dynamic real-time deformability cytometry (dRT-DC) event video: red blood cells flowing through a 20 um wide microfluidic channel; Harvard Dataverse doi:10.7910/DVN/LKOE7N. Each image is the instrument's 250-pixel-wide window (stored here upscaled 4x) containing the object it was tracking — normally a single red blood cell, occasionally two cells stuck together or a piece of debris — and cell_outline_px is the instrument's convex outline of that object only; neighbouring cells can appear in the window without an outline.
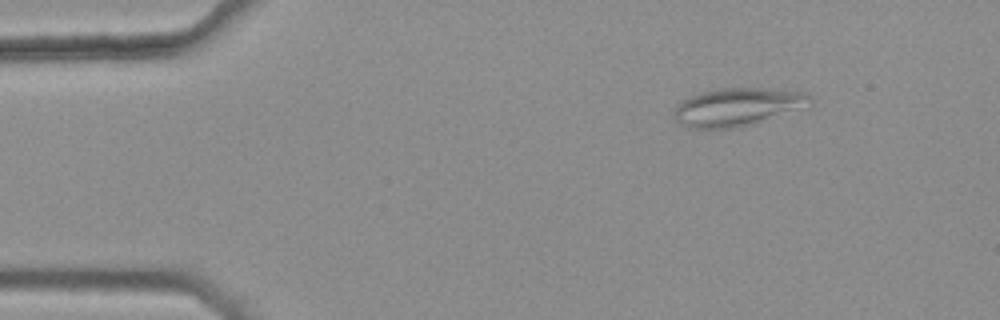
{"species": "common noctule bat (a hibernating species)", "species_latin": "Nyctalus noctula", "temperature_condition": "warm", "stored_images_in_passage": 41, "camera_frame_rate_fps": 3000, "um_per_image_px": 0.085, "animal": {"sex": "female", "body_mass_g": 25.1}, "frame": {"image": 1, "passage_image": 1, "time_ms": 0.0, "image_size_px": [1000, 320], "cell_outline_px": [[812, 96], [792, 108], [756, 124], [740, 128], [688, 128], [680, 124], [676, 120], [672, 112], [676, 104], [688, 96], [700, 92], [716, 88], [764, 88], [808, 92]], "centroid_in_image_um": [62.47, 9.09], "position_along_channel_um": 22.5, "area_um2": 29.54}}
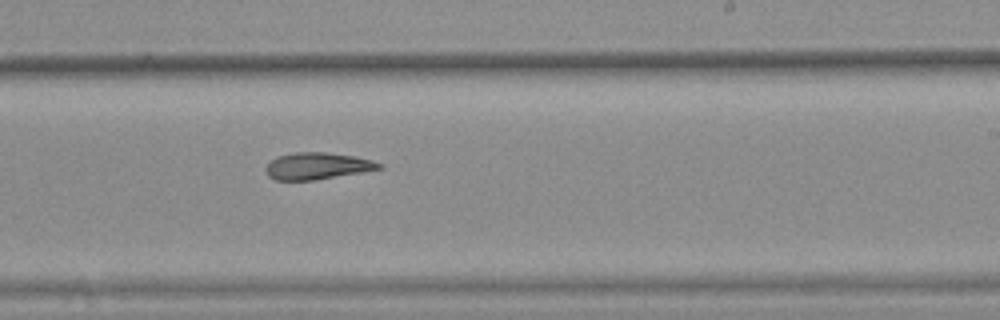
{"frame": {"image": 2, "passage_image": 26, "time_ms": 8.333, "image_size_px": [1000, 320], "cell_outline_px": [[384, 168], [312, 180], [276, 180], [268, 176], [264, 168], [276, 156], [296, 152], [324, 152], [356, 156], [372, 160], [384, 164]], "centroid_in_image_um": [26.97, 14.1], "position_along_channel_um": 262.0, "area_um2": 17.63}}
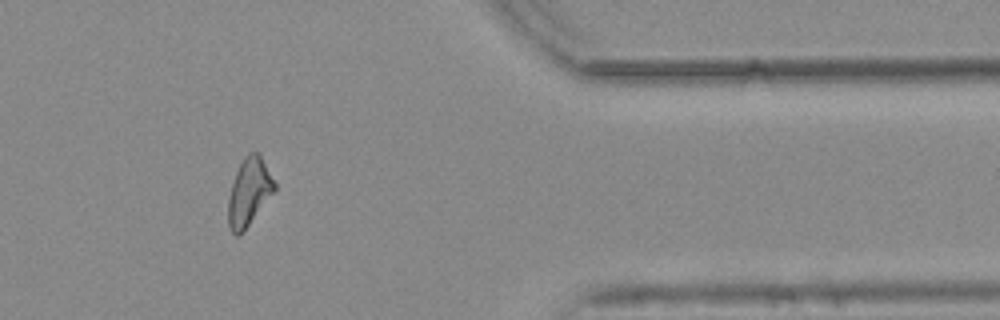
{"frame": {"image": 3, "passage_image": 38, "time_ms": 12.333, "image_size_px": [1000, 320], "cell_outline_px": [[276, 188], [248, 224], [236, 236], [232, 232], [228, 224], [228, 196], [236, 172], [244, 156], [248, 152], [260, 152], [276, 184]], "centroid_in_image_um": [21.16, 16.24], "position_along_channel_um": 390.2, "area_um2": 17.8}}